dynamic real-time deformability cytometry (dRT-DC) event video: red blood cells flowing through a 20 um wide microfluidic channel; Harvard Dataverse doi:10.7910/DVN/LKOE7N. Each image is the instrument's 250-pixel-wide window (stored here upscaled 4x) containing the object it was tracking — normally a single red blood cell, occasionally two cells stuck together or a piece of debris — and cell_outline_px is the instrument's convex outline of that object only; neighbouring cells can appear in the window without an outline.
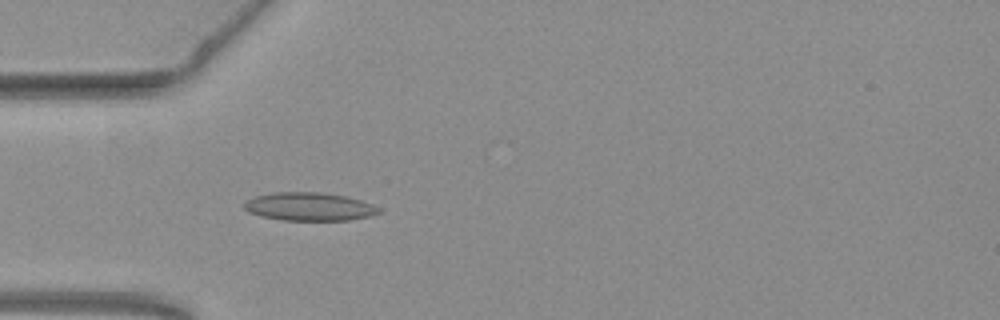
{"species": "common noctule bat (a hibernating species)", "species_latin": "Nyctalus noctula", "temperature_condition": "warm", "stored_images_in_passage": 34, "camera_frame_rate_fps": 3000, "um_per_image_px": 0.085, "animal": {"sex": "female", "body_mass_g": 19.3, "forearm_length_mm": 54.1}, "frame": {"image": 1, "passage_image": 4, "time_ms": 1.0, "image_size_px": [1000, 320], "cell_outline_px": [[380, 212], [368, 216], [348, 220], [284, 220], [260, 216], [248, 212], [244, 208], [244, 200], [256, 196], [272, 192], [320, 192], [344, 196], [360, 200], [372, 204], [380, 208]], "centroid_in_image_um": [26.24, 17.56], "position_along_channel_um": 58.8, "area_um2": 22.08}}
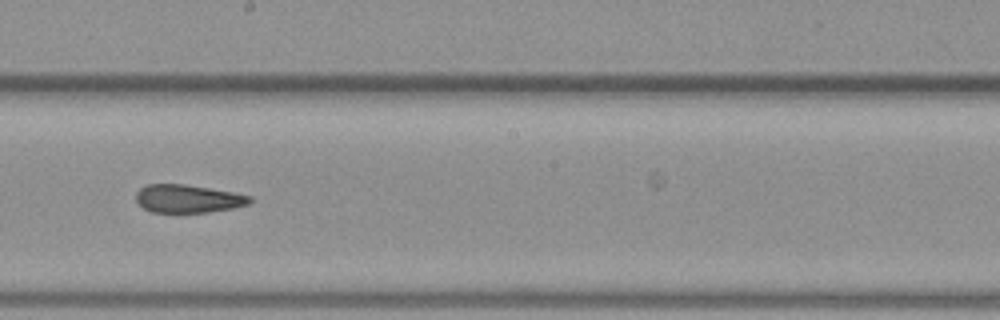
{"frame": {"image": 2, "passage_image": 18, "time_ms": 5.667, "image_size_px": [1000, 320], "cell_outline_px": [[252, 200], [248, 204], [232, 208], [208, 212], [152, 212], [144, 208], [136, 200], [136, 192], [140, 188], [148, 184], [184, 184], [232, 192], [252, 196]], "centroid_in_image_um": [15.97, 16.88], "position_along_channel_um": 232.2, "area_um2": 18.44}}
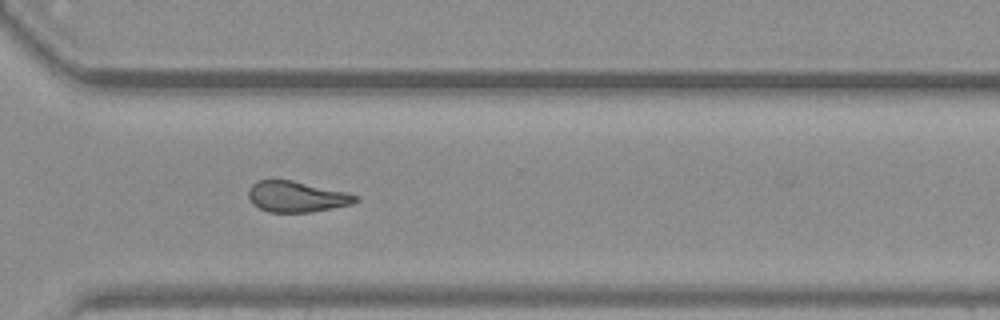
{"frame": {"image": 3, "passage_image": 27, "time_ms": 8.667, "image_size_px": [1000, 320], "cell_outline_px": [[360, 200], [352, 204], [312, 212], [268, 212], [252, 204], [248, 196], [248, 188], [252, 184], [260, 180], [292, 180], [348, 192], [360, 196]], "centroid_in_image_um": [25.24, 16.72], "position_along_channel_um": 345.4, "area_um2": 19.42}, "authors_computed_cell_mechanics": {"area_um2": 19.3919, "velocity_mm_per_s": 3.7751, "shape_relaxation_time_tau1_ms": null, "shape_relaxation_time_tau2_ms": 2.1493, "deformation_change_tau1": null, "deformation_change_tau2": 0.106}}